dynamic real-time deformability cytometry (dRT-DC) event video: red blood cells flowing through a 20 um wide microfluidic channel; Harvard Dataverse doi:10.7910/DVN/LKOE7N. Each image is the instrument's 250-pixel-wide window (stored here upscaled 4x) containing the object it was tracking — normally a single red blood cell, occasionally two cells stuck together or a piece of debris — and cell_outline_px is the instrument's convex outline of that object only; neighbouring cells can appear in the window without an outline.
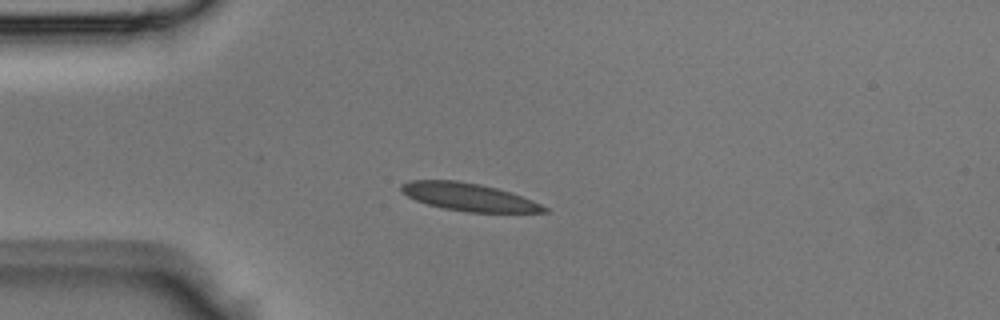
{"species": "Egyptian fruit bat (a non-hibernating species)", "species_latin": "Rousettus aegyptiacus", "temperature_condition": "room temperature", "stored_images_in_passage": 3, "camera_frame_rate_fps": 3000, "um_per_image_px": 0.085, "animal": {"sex": "male"}, "frame": {"image": 1, "passage_image": 3, "time_ms": 0.667, "image_size_px": [1000, 320], "cell_outline_px": [[548, 212], [468, 212], [444, 208], [428, 204], [416, 200], [408, 196], [400, 188], [400, 184], [408, 180], [456, 180], [480, 184], [512, 192], [532, 200], [548, 208]], "centroid_in_image_um": [39.84, 16.73], "position_along_channel_um": 45.2, "area_um2": 22.95}}